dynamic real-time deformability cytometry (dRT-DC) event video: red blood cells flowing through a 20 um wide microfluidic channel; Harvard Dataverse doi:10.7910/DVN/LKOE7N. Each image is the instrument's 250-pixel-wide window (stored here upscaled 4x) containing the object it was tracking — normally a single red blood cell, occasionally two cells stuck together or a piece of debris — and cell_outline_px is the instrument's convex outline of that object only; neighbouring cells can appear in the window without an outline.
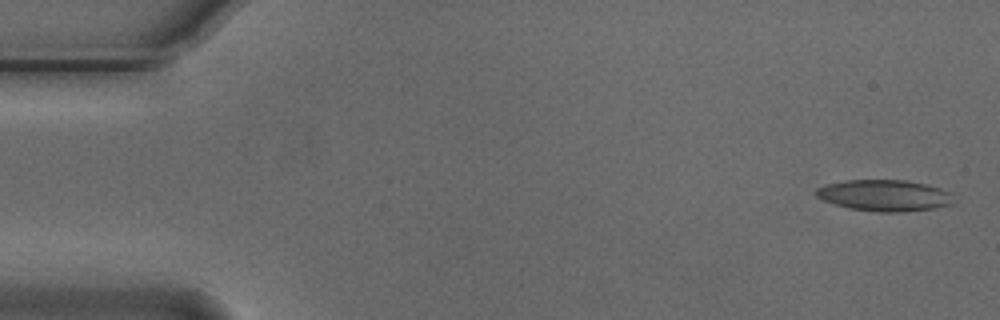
{"species": "Egyptian fruit bat (a non-hibernating species)", "species_latin": "Rousettus aegyptiacus", "temperature_condition": "cold", "stored_images_in_passage": 3, "camera_frame_rate_fps": 3000, "um_per_image_px": 0.085, "animal": {"sex": "male"}, "frame": {"image": 1, "passage_image": 1, "time_ms": 0.0, "image_size_px": [1000, 320], "cell_outline_px": [[952, 204], [932, 208], [900, 212], [876, 212], [848, 208], [824, 200], [816, 196], [816, 188], [824, 184], [844, 180], [904, 180], [924, 184], [940, 188], [952, 192]], "centroid_in_image_um": [75.15, 16.61], "position_along_channel_um": 9.8, "area_um2": 25.03}}